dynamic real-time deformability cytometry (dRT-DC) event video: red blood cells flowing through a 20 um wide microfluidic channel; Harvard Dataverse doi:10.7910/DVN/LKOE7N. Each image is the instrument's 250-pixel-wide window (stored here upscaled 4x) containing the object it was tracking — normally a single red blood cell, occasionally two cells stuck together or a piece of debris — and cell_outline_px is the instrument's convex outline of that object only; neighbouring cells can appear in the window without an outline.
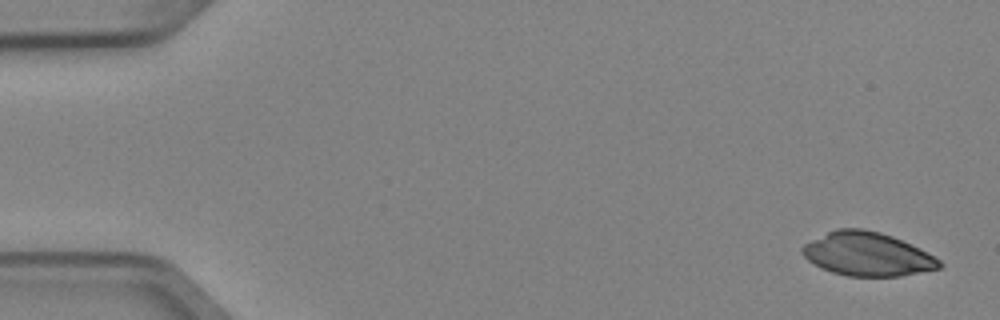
{"species": "Egyptian fruit bat (a non-hibernating species)", "species_latin": "Rousettus aegyptiacus", "temperature_condition": "cold", "stored_images_in_passage": 4, "camera_frame_rate_fps": 3000, "um_per_image_px": 0.085, "animal": {"sex": "female"}, "frame": {"image": 1, "passage_image": 1, "time_ms": 0.0, "image_size_px": [1000, 320], "cell_outline_px": [[944, 264], [940, 268], [900, 276], [848, 276], [832, 272], [820, 268], [808, 260], [800, 252], [800, 248], [804, 244], [836, 228], [864, 228], [880, 232], [892, 236], [920, 248], [940, 260]], "centroid_in_image_um": [73.71, 21.6], "position_along_channel_um": 11.3, "area_um2": 34.85}}